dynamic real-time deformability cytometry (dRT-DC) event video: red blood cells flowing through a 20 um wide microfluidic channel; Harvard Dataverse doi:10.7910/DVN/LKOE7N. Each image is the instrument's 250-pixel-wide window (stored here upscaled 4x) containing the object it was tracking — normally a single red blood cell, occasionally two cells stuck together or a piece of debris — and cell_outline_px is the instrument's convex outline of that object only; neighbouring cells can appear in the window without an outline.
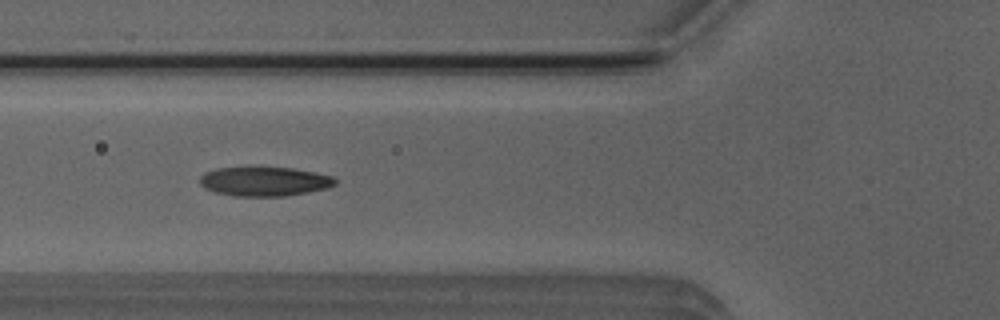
{"species": "Egyptian fruit bat (a non-hibernating species)", "species_latin": "Rousettus aegyptiacus", "temperature_condition": "room temperature", "stored_images_in_passage": 8, "camera_frame_rate_fps": 3000, "um_per_image_px": 0.085, "animal": {"sex": "male"}, "frame": {"image": 1, "passage_image": 6, "time_ms": 5.667, "image_size_px": [1000, 320], "cell_outline_px": [[336, 184], [328, 188], [308, 192], [284, 196], [236, 196], [216, 192], [204, 188], [200, 184], [200, 176], [204, 172], [216, 168], [292, 168], [316, 172], [332, 176], [336, 180]], "centroid_in_image_um": [22.48, 15.42], "position_along_channel_um": 103.3, "area_um2": 22.95}}
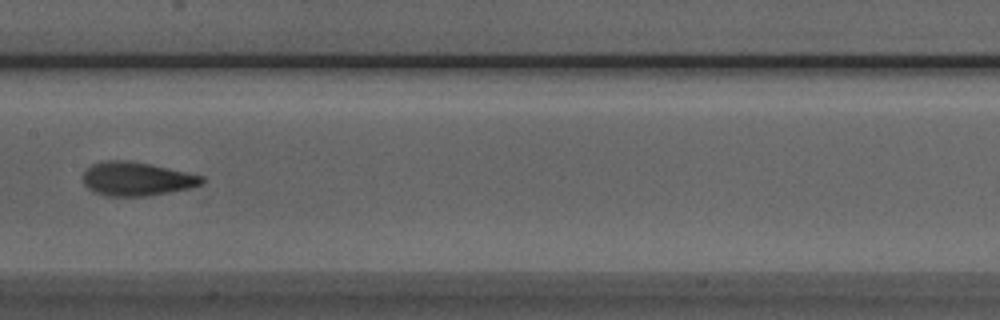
{"frame": {"image": 2, "passage_image": 8, "time_ms": 8.0, "image_size_px": [1000, 320], "cell_outline_px": [[204, 184], [188, 188], [148, 196], [104, 196], [88, 188], [84, 184], [84, 172], [92, 164], [104, 160], [128, 160], [152, 164], [188, 172], [204, 176]], "centroid_in_image_um": [11.64, 15.19], "position_along_channel_um": 195.8, "area_um2": 23.47}}